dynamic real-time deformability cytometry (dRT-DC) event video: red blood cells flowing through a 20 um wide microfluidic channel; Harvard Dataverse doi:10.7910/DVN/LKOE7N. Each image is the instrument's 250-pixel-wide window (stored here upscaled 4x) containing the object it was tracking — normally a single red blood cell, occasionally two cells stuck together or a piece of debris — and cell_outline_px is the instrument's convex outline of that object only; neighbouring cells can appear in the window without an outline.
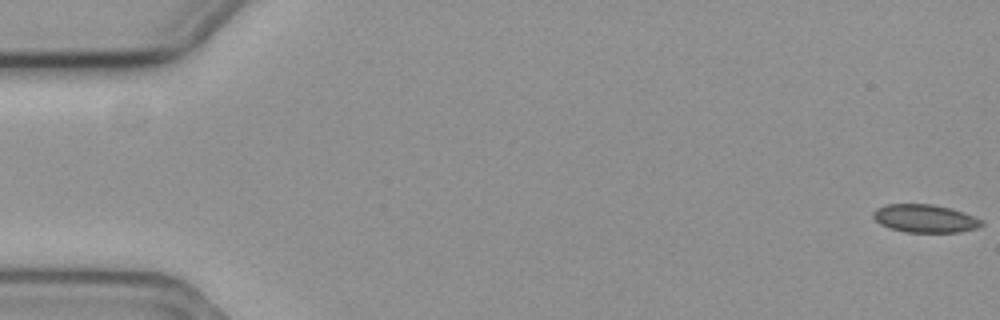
{"species": "common noctule bat (a hibernating species)", "species_latin": "Nyctalus noctula", "temperature_condition": "cold", "stored_images_in_passage": 12, "camera_frame_rate_fps": 3000, "um_per_image_px": 0.085, "animal": {"sex": "female", "body_mass_g": 19.3, "forearm_length_mm": 54.1}, "frame": {"image": 1, "passage_image": 1, "time_ms": 0.0, "image_size_px": [1000, 320], "cell_outline_px": [[984, 224], [976, 228], [960, 232], [904, 232], [880, 224], [872, 216], [872, 212], [876, 208], [888, 204], [932, 204], [948, 208], [972, 216], [980, 220]], "centroid_in_image_um": [78.57, 18.57], "position_along_channel_um": 6.4, "area_um2": 17.4}}